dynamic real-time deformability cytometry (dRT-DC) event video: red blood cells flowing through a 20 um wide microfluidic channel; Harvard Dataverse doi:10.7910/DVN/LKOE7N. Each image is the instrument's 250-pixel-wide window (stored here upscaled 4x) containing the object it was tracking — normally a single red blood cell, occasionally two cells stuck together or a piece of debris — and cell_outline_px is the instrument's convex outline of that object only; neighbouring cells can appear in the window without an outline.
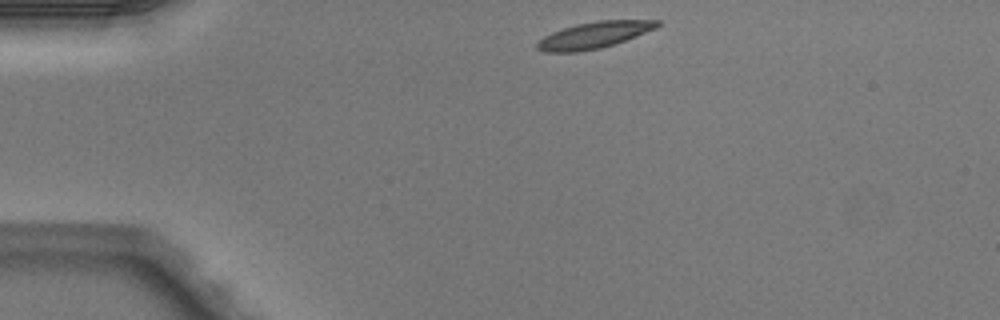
{"species": "Egyptian fruit bat (a non-hibernating species)", "species_latin": "Rousettus aegyptiacus", "temperature_condition": "warm", "stored_images_in_passage": 2, "camera_frame_rate_fps": 3000, "um_per_image_px": 0.085, "animal": {"sex": "male"}, "frame": {"image": 1, "passage_image": 1, "time_ms": 0.0, "image_size_px": [1000, 320], "cell_outline_px": [[660, 24], [656, 28], [636, 36], [600, 48], [576, 52], [544, 52], [536, 48], [536, 44], [544, 36], [552, 32], [576, 24], [596, 20], [660, 20]], "centroid_in_image_um": [50.48, 2.97], "position_along_channel_um": 34.5, "area_um2": 18.32}}